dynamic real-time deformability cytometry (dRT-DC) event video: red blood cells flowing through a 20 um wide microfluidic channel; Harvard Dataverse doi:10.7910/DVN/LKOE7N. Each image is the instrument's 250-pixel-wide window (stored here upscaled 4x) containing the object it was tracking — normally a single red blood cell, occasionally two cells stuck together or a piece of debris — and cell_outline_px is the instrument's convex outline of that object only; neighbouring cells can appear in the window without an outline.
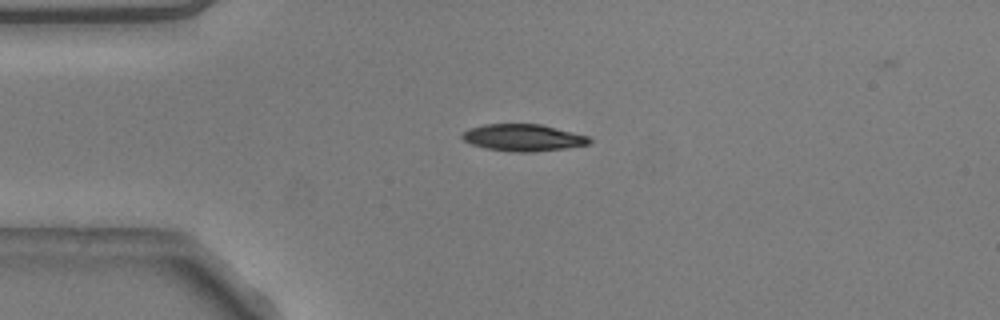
{"species": "common noctule bat (a hibernating species)", "species_latin": "Nyctalus noctula", "temperature_condition": "warm", "stored_images_in_passage": 42, "camera_frame_rate_fps": 3000, "um_per_image_px": 0.085, "animal": {"sex": "male", "body_mass_g": 20.5, "forearm_length_mm": 52.5}, "frame": {"image": 1, "passage_image": 1, "time_ms": 0.0, "image_size_px": [1000, 320], "cell_outline_px": [[592, 140], [588, 144], [564, 148], [532, 152], [512, 152], [488, 148], [472, 144], [464, 140], [460, 136], [468, 128], [484, 124], [540, 124], [588, 136]], "centroid_in_image_um": [44.44, 11.69], "position_along_channel_um": 40.6, "area_um2": 19.71}}
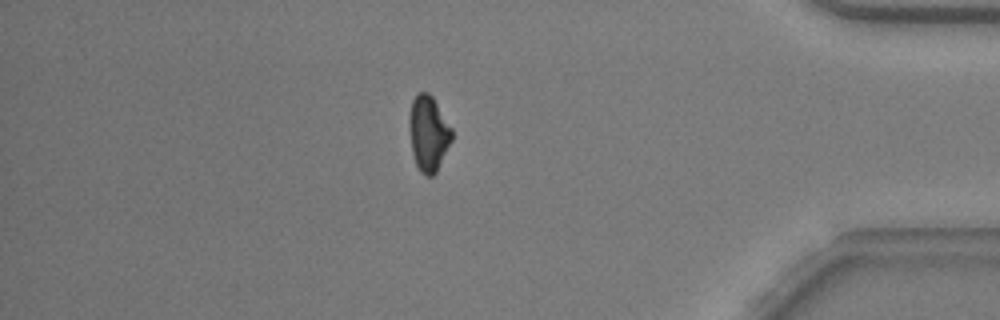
{"frame": {"image": 2, "passage_image": 34, "time_ms": 11.0, "image_size_px": [1000, 320], "cell_outline_px": [[452, 140], [436, 172], [432, 176], [424, 176], [420, 172], [416, 164], [412, 152], [408, 128], [408, 116], [412, 100], [416, 92], [428, 92], [432, 96], [452, 128]], "centroid_in_image_um": [36.39, 11.32], "position_along_channel_um": 398.8, "area_um2": 18.96}}
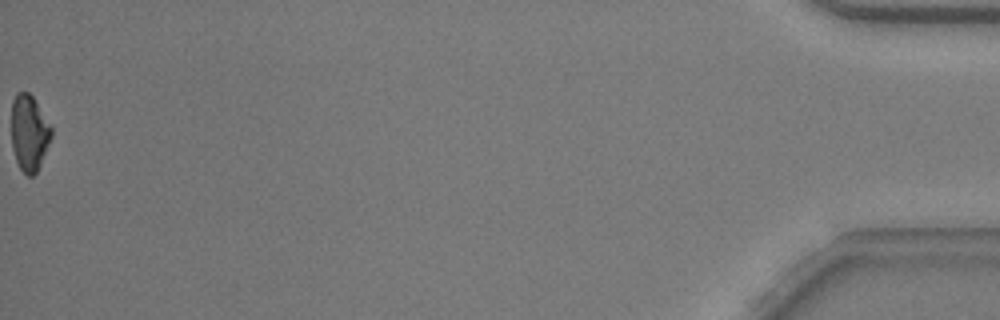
{"frame": {"image": 3, "passage_image": 42, "time_ms": 13.667, "image_size_px": [1000, 320], "cell_outline_px": [[52, 136], [40, 164], [36, 172], [32, 176], [28, 176], [20, 168], [16, 160], [12, 148], [12, 100], [16, 92], [28, 92], [32, 96], [52, 128]], "centroid_in_image_um": [2.47, 11.29], "position_along_channel_um": 432.7, "area_um2": 17.46}, "authors_computed_cell_mechanics": {"area_um2": 20.2878, "velocity_mm_per_s": 3.8058, "shape_relaxation_time_tau1_ms": 4.5068, "shape_relaxation_time_tau2_ms": 2.7639, "deformation_change_tau1": 0.1559, "deformation_change_tau2": 0.0945}}